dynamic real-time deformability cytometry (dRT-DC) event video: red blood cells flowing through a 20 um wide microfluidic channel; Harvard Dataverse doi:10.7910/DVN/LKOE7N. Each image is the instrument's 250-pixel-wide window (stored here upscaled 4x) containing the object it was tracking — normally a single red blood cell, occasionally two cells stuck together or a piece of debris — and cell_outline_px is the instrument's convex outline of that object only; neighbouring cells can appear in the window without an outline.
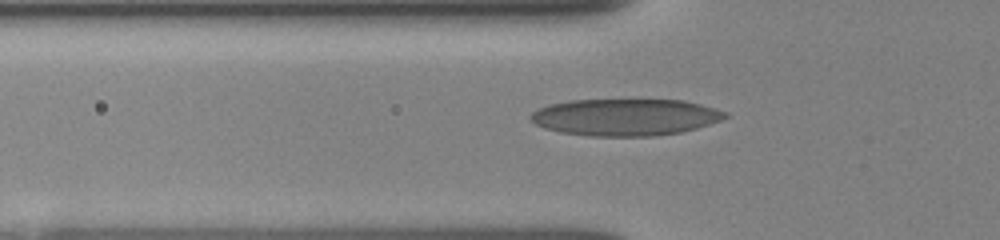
{"species": "human", "species_latin": "Homo sapiens", "temperature_condition": "room temperature", "stored_images_in_passage": 39, "camera_frame_rate_fps": 3000, "um_per_image_px": 0.085, "donor": {"sex": "female"}, "frame": {"image": 1, "passage_image": 8, "time_ms": 2.333, "image_size_px": [1000, 240], "cell_outline_px": [[728, 116], [720, 120], [696, 128], [680, 132], [652, 136], [588, 136], [560, 132], [544, 128], [536, 124], [528, 116], [532, 112], [548, 104], [568, 100], [684, 100], [716, 108], [728, 112]], "centroid_in_image_um": [53.13, 9.95], "position_along_channel_um": 72.7, "area_um2": 41.79}}
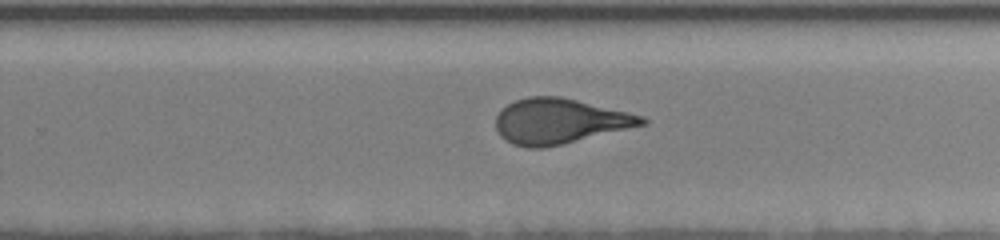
{"frame": {"image": 2, "passage_image": 24, "time_ms": 7.667, "image_size_px": [1000, 240], "cell_outline_px": [[648, 124], [544, 148], [528, 148], [512, 144], [504, 140], [500, 136], [496, 128], [496, 116], [508, 104], [516, 100], [528, 96], [560, 96], [628, 112], [644, 116], [648, 120]], "centroid_in_image_um": [47.56, 10.3], "position_along_channel_um": 282.2, "area_um2": 38.38}}
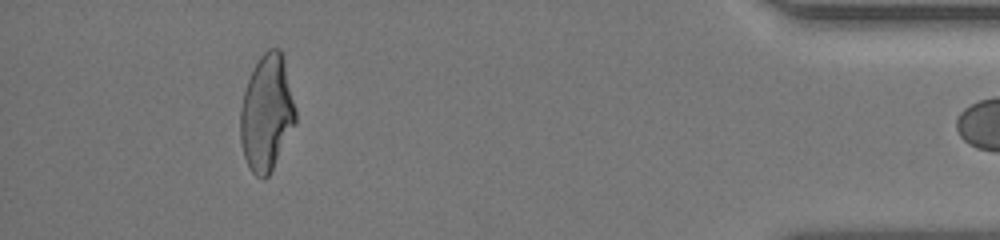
{"frame": {"image": 3, "passage_image": 38, "time_ms": 12.333, "image_size_px": [1000, 240], "cell_outline_px": [[296, 124], [268, 176], [264, 180], [260, 180], [252, 172], [244, 156], [240, 140], [240, 108], [244, 92], [252, 68], [260, 56], [268, 48], [280, 48], [296, 112]], "centroid_in_image_um": [22.65, 9.63], "position_along_channel_um": 412.6, "area_um2": 37.11}}